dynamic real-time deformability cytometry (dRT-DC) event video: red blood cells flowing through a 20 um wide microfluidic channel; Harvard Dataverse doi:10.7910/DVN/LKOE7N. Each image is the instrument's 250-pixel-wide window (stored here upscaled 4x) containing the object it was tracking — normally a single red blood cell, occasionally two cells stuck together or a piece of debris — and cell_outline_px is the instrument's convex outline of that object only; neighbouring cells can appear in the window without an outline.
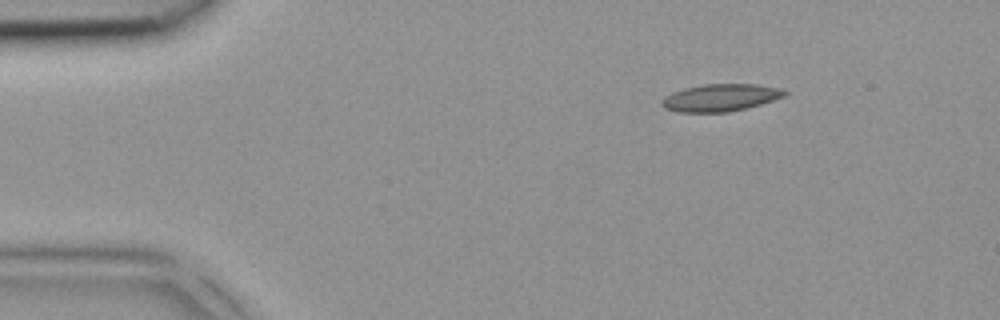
{"species": "common noctule bat (a hibernating species)", "species_latin": "Nyctalus noctula", "temperature_condition": "room temperature", "stored_images_in_passage": 2, "camera_frame_rate_fps": 3000, "um_per_image_px": 0.085, "animal": {"sex": "female", "body_mass_g": 18.4}, "frame": {"image": 1, "passage_image": 2, "time_ms": 0.333, "image_size_px": [1000, 320], "cell_outline_px": [[788, 92], [784, 96], [760, 104], [728, 112], [676, 112], [664, 108], [660, 104], [660, 100], [664, 96], [672, 92], [684, 88], [704, 84], [756, 84], [780, 88]], "centroid_in_image_um": [61.17, 8.3], "position_along_channel_um": 23.8, "area_um2": 19.54}}